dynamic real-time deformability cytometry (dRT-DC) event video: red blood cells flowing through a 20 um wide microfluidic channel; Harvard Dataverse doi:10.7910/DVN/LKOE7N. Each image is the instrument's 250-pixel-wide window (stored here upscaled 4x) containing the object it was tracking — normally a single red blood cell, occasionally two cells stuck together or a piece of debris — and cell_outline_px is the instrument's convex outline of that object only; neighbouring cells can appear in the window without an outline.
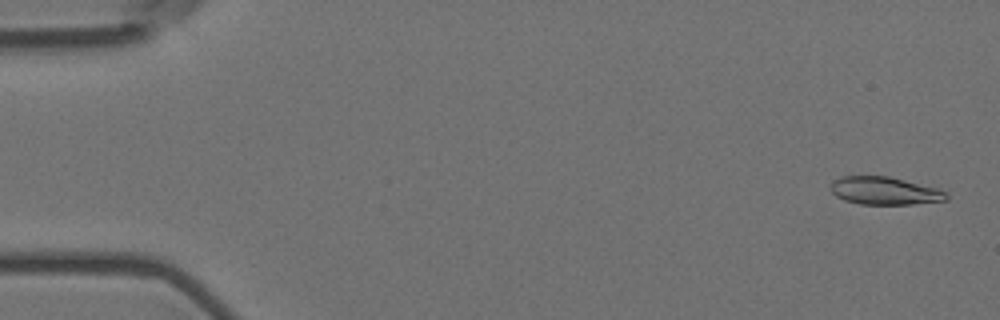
{"species": "Egyptian fruit bat (a non-hibernating species)", "species_latin": "Rousettus aegyptiacus", "temperature_condition": "room temperature", "stored_images_in_passage": 17, "camera_frame_rate_fps": 3000, "um_per_image_px": 0.085, "animal": {"sex": "female"}, "frame": {"image": 1, "passage_image": 2, "time_ms": 0.333, "image_size_px": [1000, 320], "cell_outline_px": [[948, 200], [912, 204], [860, 204], [844, 200], [836, 196], [828, 188], [832, 180], [840, 176], [888, 176], [940, 188], [948, 192]], "centroid_in_image_um": [75.19, 16.21], "position_along_channel_um": 9.8, "area_um2": 19.07}}
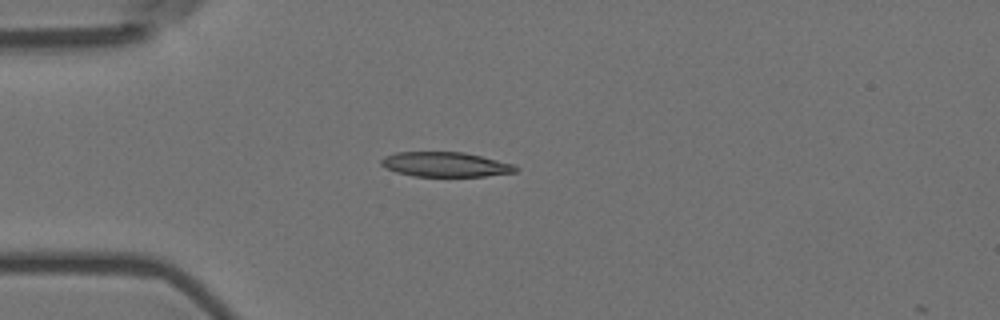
{"frame": {"image": 2, "passage_image": 15, "time_ms": 4.667, "image_size_px": [1000, 320], "cell_outline_px": [[520, 168], [516, 172], [484, 176], [412, 176], [396, 172], [380, 164], [380, 160], [384, 156], [396, 152], [464, 152], [512, 164]], "centroid_in_image_um": [37.83, 13.98], "position_along_channel_um": 47.2, "area_um2": 19.25}}